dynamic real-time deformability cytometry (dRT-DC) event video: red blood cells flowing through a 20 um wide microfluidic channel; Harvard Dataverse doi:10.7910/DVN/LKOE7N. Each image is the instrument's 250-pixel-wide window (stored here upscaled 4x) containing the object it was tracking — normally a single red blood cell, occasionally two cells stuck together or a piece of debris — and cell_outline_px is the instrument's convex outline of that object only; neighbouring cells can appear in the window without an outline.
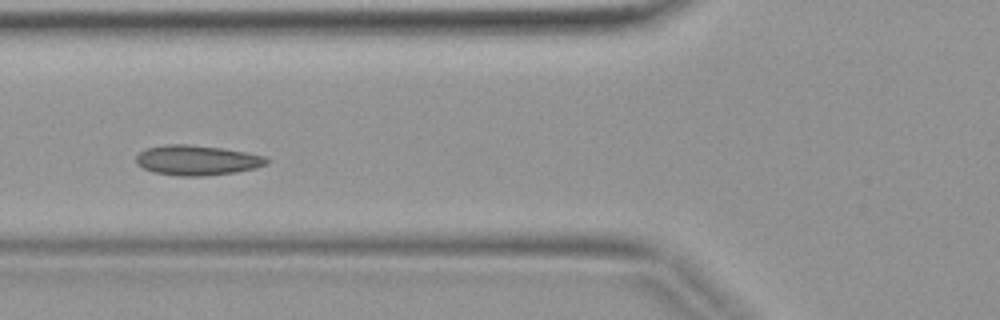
{"species": "common noctule bat (a hibernating species)", "species_latin": "Nyctalus noctula", "temperature_condition": "warm", "stored_images_in_passage": 5, "camera_frame_rate_fps": 3000, "um_per_image_px": 0.085, "animal": {"sex": "female", "body_mass_g": 19.9}, "frame": {"image": 1, "passage_image": 5, "time_ms": 1.333, "image_size_px": [1000, 320], "cell_outline_px": [[268, 164], [256, 168], [236, 172], [204, 176], [180, 176], [152, 172], [136, 164], [136, 156], [144, 148], [164, 144], [188, 144], [224, 148], [264, 156], [268, 160]], "centroid_in_image_um": [16.72, 13.61], "position_along_channel_um": 109.1, "area_um2": 23.0}}